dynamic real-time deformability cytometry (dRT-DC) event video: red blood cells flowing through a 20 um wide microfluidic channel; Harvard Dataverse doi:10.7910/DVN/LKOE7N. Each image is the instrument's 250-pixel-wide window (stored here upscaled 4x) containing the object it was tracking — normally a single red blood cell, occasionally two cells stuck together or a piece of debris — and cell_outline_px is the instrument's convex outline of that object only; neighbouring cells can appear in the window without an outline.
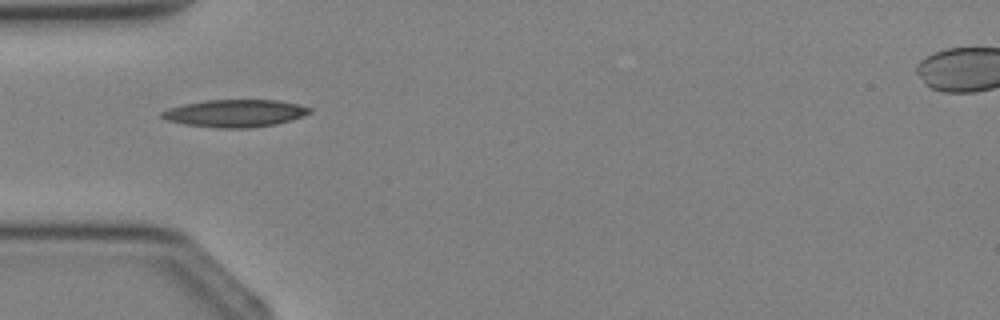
{"species": "Egyptian fruit bat (a non-hibernating species)", "species_latin": "Rousettus aegyptiacus", "temperature_condition": "cold", "stored_images_in_passage": 3, "camera_frame_rate_fps": 3000, "um_per_image_px": 0.085, "animal": {"sex": "female"}, "frame": {"image": 1, "passage_image": 3, "time_ms": 2.333, "image_size_px": [1000, 320], "cell_outline_px": [[312, 112], [304, 116], [276, 124], [252, 128], [216, 128], [184, 124], [164, 120], [160, 116], [160, 112], [168, 108], [184, 104], [204, 100], [276, 100], [296, 104], [312, 108]], "centroid_in_image_um": [19.95, 9.63], "position_along_channel_um": 65.1, "area_um2": 23.81}}